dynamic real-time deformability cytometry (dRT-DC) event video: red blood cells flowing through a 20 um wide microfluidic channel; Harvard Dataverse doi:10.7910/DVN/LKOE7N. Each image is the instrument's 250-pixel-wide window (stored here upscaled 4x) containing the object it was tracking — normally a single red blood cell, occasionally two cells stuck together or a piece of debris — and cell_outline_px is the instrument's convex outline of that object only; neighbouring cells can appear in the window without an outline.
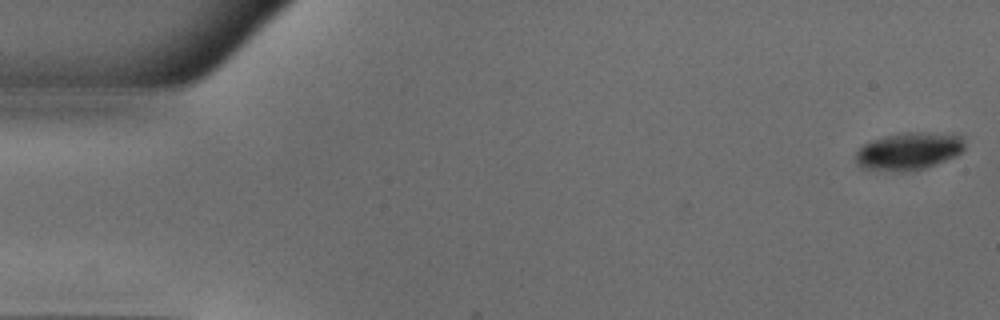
{"species": "common noctule bat (a hibernating species)", "species_latin": "Nyctalus noctula", "temperature_condition": "warm", "stored_images_in_passage": 50, "camera_frame_rate_fps": 3000, "um_per_image_px": 0.085, "animal": {"sex": "male", "body_mass_g": 18.8}, "frame": {"image": 1, "passage_image": 1, "time_ms": 0.0, "image_size_px": [1000, 320], "cell_outline_px": [[964, 148], [956, 156], [936, 164], [924, 168], [904, 172], [896, 172], [860, 168], [856, 164], [856, 152], [864, 144], [872, 140], [888, 136], [908, 132], [952, 132], [964, 136]], "centroid_in_image_um": [77.29, 12.84], "position_along_channel_um": 7.7, "area_um2": 24.16}}
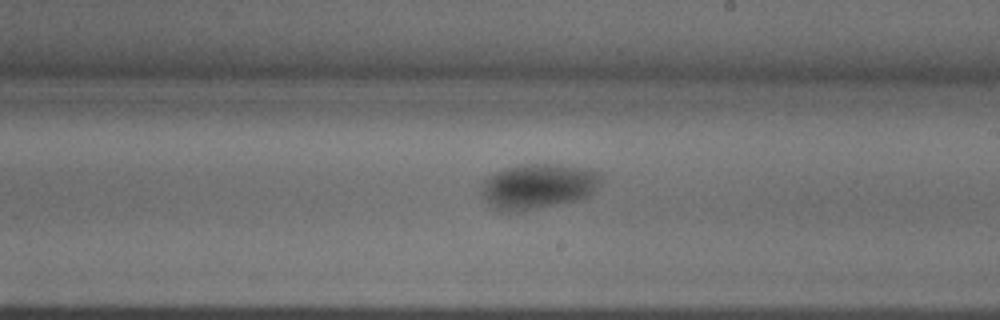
{"frame": {"image": 2, "passage_image": 29, "time_ms": 9.333, "image_size_px": [1000, 320], "cell_outline_px": [[600, 184], [588, 196], [576, 200], [516, 212], [496, 212], [488, 204], [484, 196], [484, 180], [488, 176], [504, 168], [524, 164], [560, 164], [600, 172]], "centroid_in_image_um": [45.71, 15.84], "position_along_channel_um": 243.3, "area_um2": 31.15}}
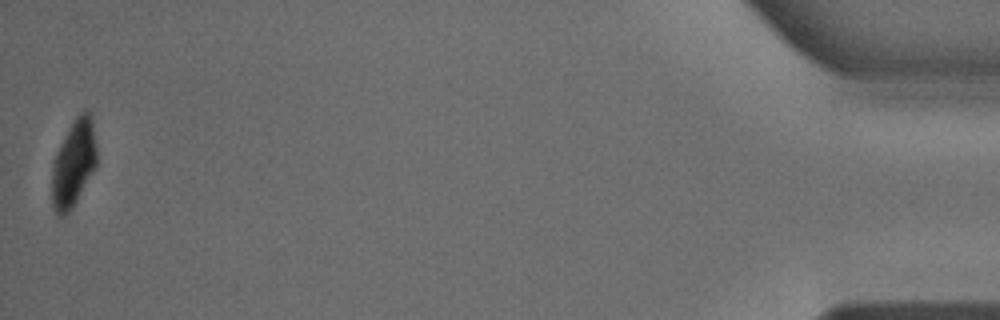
{"frame": {"image": 3, "passage_image": 50, "time_ms": 16.333, "image_size_px": [1000, 320], "cell_outline_px": [[96, 168], [72, 208], [64, 216], [56, 216], [52, 208], [52, 164], [56, 152], [68, 128], [76, 116], [84, 108], [88, 108], [92, 112], [96, 144]], "centroid_in_image_um": [6.27, 13.85], "position_along_channel_um": 428.9, "area_um2": 23.24}, "authors_computed_cell_mechanics": {"area_um2": 27.9752, "velocity_mm_per_s": 3.9935, "shape_relaxation_time_tau1_ms": 9.3143, "shape_relaxation_time_tau2_ms": null, "deformation_change_tau1": 0.1651, "deformation_change_tau2": null}}